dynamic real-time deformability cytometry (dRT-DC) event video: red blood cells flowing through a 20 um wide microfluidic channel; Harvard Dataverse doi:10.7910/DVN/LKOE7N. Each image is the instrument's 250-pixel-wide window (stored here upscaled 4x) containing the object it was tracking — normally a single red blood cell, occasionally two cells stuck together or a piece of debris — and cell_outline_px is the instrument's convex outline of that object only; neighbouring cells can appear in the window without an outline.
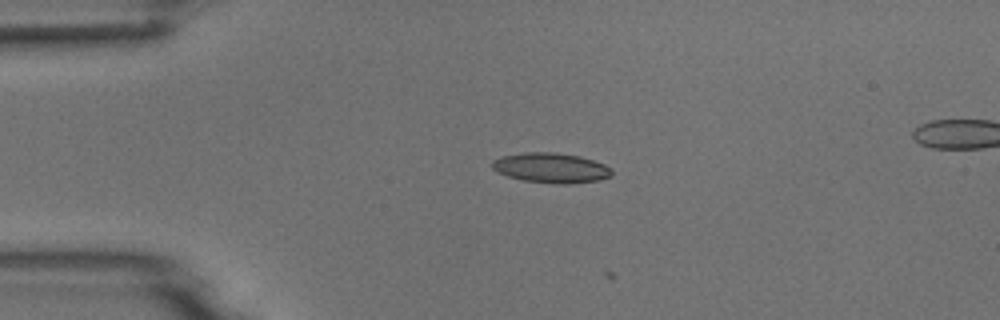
{"species": "common noctule bat (a hibernating species)", "species_latin": "Nyctalus noctula", "temperature_condition": "room temperature", "stored_images_in_passage": 3, "camera_frame_rate_fps": 3000, "um_per_image_px": 0.085, "animal": {"sex": "male", "body_mass_g": 18.8}, "frame": {"image": 1, "passage_image": 1, "time_ms": 0.0, "image_size_px": [1000, 320], "cell_outline_px": [[612, 176], [600, 180], [568, 184], [560, 184], [524, 180], [508, 176], [492, 168], [492, 160], [500, 156], [524, 152], [556, 152], [580, 156], [604, 164], [612, 168]], "centroid_in_image_um": [46.86, 14.26], "position_along_channel_um": 38.1, "area_um2": 20.92}}